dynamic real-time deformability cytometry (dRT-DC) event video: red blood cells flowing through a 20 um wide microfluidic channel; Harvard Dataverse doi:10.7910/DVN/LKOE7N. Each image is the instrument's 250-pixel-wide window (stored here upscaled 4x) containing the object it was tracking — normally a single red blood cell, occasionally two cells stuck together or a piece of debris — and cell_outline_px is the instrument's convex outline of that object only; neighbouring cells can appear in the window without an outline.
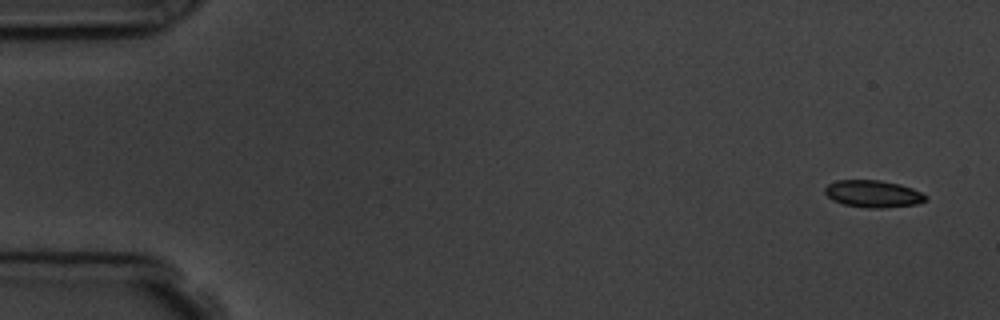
{"species": "common noctule bat (a hibernating species)", "species_latin": "Nyctalus noctula", "temperature_condition": "room temperature", "stored_images_in_passage": 5, "camera_frame_rate_fps": 3000, "um_per_image_px": 0.085, "animal": {"sex": "male", "body_mass_g": 19.5, "forearm_length_mm": 54.6}, "frame": {"image": 1, "passage_image": 1, "time_ms": 0.0, "image_size_px": [1000, 320], "cell_outline_px": [[928, 200], [916, 204], [884, 208], [868, 208], [844, 204], [832, 200], [824, 192], [824, 188], [828, 184], [836, 180], [880, 180], [900, 184], [912, 188], [928, 196]], "centroid_in_image_um": [74.22, 16.47], "position_along_channel_um": 10.8, "area_um2": 16.01}}
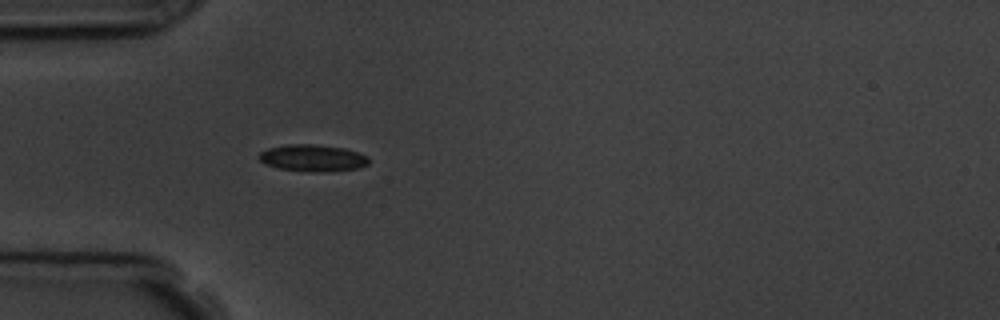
{"frame": {"image": 2, "passage_image": 5, "time_ms": 4.667, "image_size_px": [1000, 320], "cell_outline_px": [[368, 164], [360, 168], [320, 172], [308, 172], [280, 168], [264, 164], [256, 156], [260, 152], [268, 148], [288, 144], [316, 144], [344, 148], [368, 156]], "centroid_in_image_um": [26.55, 13.43], "position_along_channel_um": 58.5, "area_um2": 17.22}}